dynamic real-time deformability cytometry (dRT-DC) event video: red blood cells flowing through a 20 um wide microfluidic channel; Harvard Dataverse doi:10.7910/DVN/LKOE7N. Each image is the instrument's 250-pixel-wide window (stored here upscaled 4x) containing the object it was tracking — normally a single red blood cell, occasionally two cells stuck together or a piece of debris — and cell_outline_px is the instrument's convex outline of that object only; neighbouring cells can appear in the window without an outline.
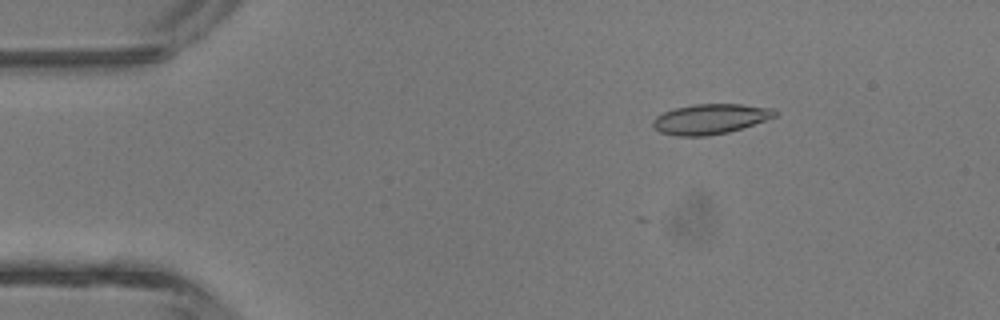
{"species": "common noctule bat (a hibernating species)", "species_latin": "Nyctalus noctula", "temperature_condition": "room temperature", "stored_images_in_passage": 2, "camera_frame_rate_fps": 3000, "um_per_image_px": 0.085, "animal": {"sex": "male", "body_mass_g": 13.3}, "frame": {"image": 1, "passage_image": 1, "time_ms": 0.0, "image_size_px": [1000, 320], "cell_outline_px": [[776, 116], [728, 132], [708, 136], [676, 136], [660, 132], [652, 124], [652, 120], [656, 116], [664, 112], [676, 108], [696, 104], [740, 104], [776, 108]], "centroid_in_image_um": [60.36, 10.11], "position_along_channel_um": 24.6, "area_um2": 21.21}}